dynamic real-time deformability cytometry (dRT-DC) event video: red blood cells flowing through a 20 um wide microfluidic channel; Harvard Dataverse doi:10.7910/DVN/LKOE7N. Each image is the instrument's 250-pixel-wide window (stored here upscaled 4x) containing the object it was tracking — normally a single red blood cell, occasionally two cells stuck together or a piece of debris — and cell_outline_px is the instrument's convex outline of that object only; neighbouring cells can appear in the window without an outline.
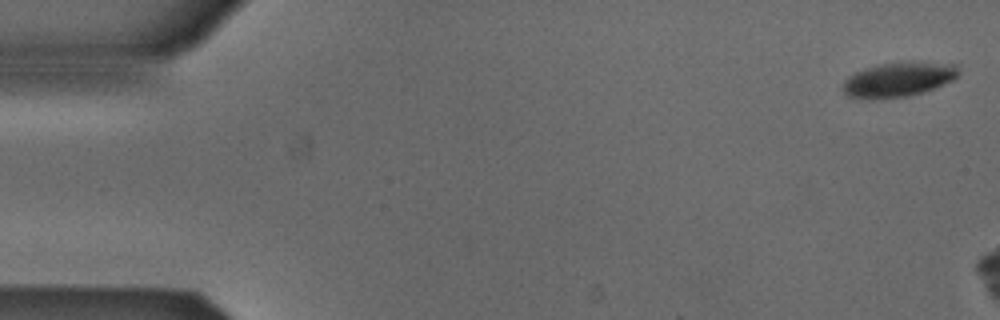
{"species": "Egyptian fruit bat (a non-hibernating species)", "species_latin": "Rousettus aegyptiacus", "temperature_condition": "cold", "stored_images_in_passage": 3, "camera_frame_rate_fps": 3000, "um_per_image_px": 0.085, "animal": {"sex": "male"}, "frame": {"image": 1, "passage_image": 1, "time_ms": 0.0, "image_size_px": [1000, 320], "cell_outline_px": [[960, 72], [952, 80], [944, 84], [924, 92], [908, 96], [872, 100], [868, 100], [848, 96], [840, 88], [844, 80], [848, 76], [864, 68], [880, 64], [956, 64]], "centroid_in_image_um": [76.27, 6.82], "position_along_channel_um": 8.7, "area_um2": 22.83}}